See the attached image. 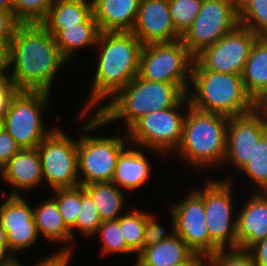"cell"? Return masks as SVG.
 Listing matches in <instances>:
<instances>
[{
  "label": "cell",
  "instance_id": "13",
  "mask_svg": "<svg viewBox=\"0 0 267 266\" xmlns=\"http://www.w3.org/2000/svg\"><path fill=\"white\" fill-rule=\"evenodd\" d=\"M213 180L203 187L209 237L220 249L237 248V217L232 218L231 184L228 180Z\"/></svg>",
  "mask_w": 267,
  "mask_h": 266
},
{
  "label": "cell",
  "instance_id": "19",
  "mask_svg": "<svg viewBox=\"0 0 267 266\" xmlns=\"http://www.w3.org/2000/svg\"><path fill=\"white\" fill-rule=\"evenodd\" d=\"M140 0H92L100 32L132 31Z\"/></svg>",
  "mask_w": 267,
  "mask_h": 266
},
{
  "label": "cell",
  "instance_id": "27",
  "mask_svg": "<svg viewBox=\"0 0 267 266\" xmlns=\"http://www.w3.org/2000/svg\"><path fill=\"white\" fill-rule=\"evenodd\" d=\"M238 21L258 37H267V0H237Z\"/></svg>",
  "mask_w": 267,
  "mask_h": 266
},
{
  "label": "cell",
  "instance_id": "48",
  "mask_svg": "<svg viewBox=\"0 0 267 266\" xmlns=\"http://www.w3.org/2000/svg\"><path fill=\"white\" fill-rule=\"evenodd\" d=\"M15 257L17 256H10L5 257L2 261H0V266H23L21 265L20 261L17 260Z\"/></svg>",
  "mask_w": 267,
  "mask_h": 266
},
{
  "label": "cell",
  "instance_id": "47",
  "mask_svg": "<svg viewBox=\"0 0 267 266\" xmlns=\"http://www.w3.org/2000/svg\"><path fill=\"white\" fill-rule=\"evenodd\" d=\"M7 53L8 51L0 50V80L4 79L7 75L4 74L7 72Z\"/></svg>",
  "mask_w": 267,
  "mask_h": 266
},
{
  "label": "cell",
  "instance_id": "41",
  "mask_svg": "<svg viewBox=\"0 0 267 266\" xmlns=\"http://www.w3.org/2000/svg\"><path fill=\"white\" fill-rule=\"evenodd\" d=\"M16 88L8 76L0 80V117L2 118L7 110L11 97L15 94Z\"/></svg>",
  "mask_w": 267,
  "mask_h": 266
},
{
  "label": "cell",
  "instance_id": "40",
  "mask_svg": "<svg viewBox=\"0 0 267 266\" xmlns=\"http://www.w3.org/2000/svg\"><path fill=\"white\" fill-rule=\"evenodd\" d=\"M21 147L14 138L0 127V169L19 151Z\"/></svg>",
  "mask_w": 267,
  "mask_h": 266
},
{
  "label": "cell",
  "instance_id": "20",
  "mask_svg": "<svg viewBox=\"0 0 267 266\" xmlns=\"http://www.w3.org/2000/svg\"><path fill=\"white\" fill-rule=\"evenodd\" d=\"M193 254L185 241L175 234L142 249L135 266H175L187 261Z\"/></svg>",
  "mask_w": 267,
  "mask_h": 266
},
{
  "label": "cell",
  "instance_id": "46",
  "mask_svg": "<svg viewBox=\"0 0 267 266\" xmlns=\"http://www.w3.org/2000/svg\"><path fill=\"white\" fill-rule=\"evenodd\" d=\"M0 251L6 256L9 257V247L7 242L6 230L1 226L0 223Z\"/></svg>",
  "mask_w": 267,
  "mask_h": 266
},
{
  "label": "cell",
  "instance_id": "15",
  "mask_svg": "<svg viewBox=\"0 0 267 266\" xmlns=\"http://www.w3.org/2000/svg\"><path fill=\"white\" fill-rule=\"evenodd\" d=\"M267 132V112L254 109L238 116H230L226 133L224 161L241 169L252 157L254 146Z\"/></svg>",
  "mask_w": 267,
  "mask_h": 266
},
{
  "label": "cell",
  "instance_id": "43",
  "mask_svg": "<svg viewBox=\"0 0 267 266\" xmlns=\"http://www.w3.org/2000/svg\"><path fill=\"white\" fill-rule=\"evenodd\" d=\"M248 251L256 266H267V237L252 245Z\"/></svg>",
  "mask_w": 267,
  "mask_h": 266
},
{
  "label": "cell",
  "instance_id": "37",
  "mask_svg": "<svg viewBox=\"0 0 267 266\" xmlns=\"http://www.w3.org/2000/svg\"><path fill=\"white\" fill-rule=\"evenodd\" d=\"M219 249L214 254L206 256L208 266H256L252 254L240 248Z\"/></svg>",
  "mask_w": 267,
  "mask_h": 266
},
{
  "label": "cell",
  "instance_id": "17",
  "mask_svg": "<svg viewBox=\"0 0 267 266\" xmlns=\"http://www.w3.org/2000/svg\"><path fill=\"white\" fill-rule=\"evenodd\" d=\"M237 216V248L248 250L267 237V194L255 192Z\"/></svg>",
  "mask_w": 267,
  "mask_h": 266
},
{
  "label": "cell",
  "instance_id": "23",
  "mask_svg": "<svg viewBox=\"0 0 267 266\" xmlns=\"http://www.w3.org/2000/svg\"><path fill=\"white\" fill-rule=\"evenodd\" d=\"M241 76L245 90L255 100L267 87V37L253 44Z\"/></svg>",
  "mask_w": 267,
  "mask_h": 266
},
{
  "label": "cell",
  "instance_id": "49",
  "mask_svg": "<svg viewBox=\"0 0 267 266\" xmlns=\"http://www.w3.org/2000/svg\"><path fill=\"white\" fill-rule=\"evenodd\" d=\"M13 1L14 0H0V8L12 11Z\"/></svg>",
  "mask_w": 267,
  "mask_h": 266
},
{
  "label": "cell",
  "instance_id": "6",
  "mask_svg": "<svg viewBox=\"0 0 267 266\" xmlns=\"http://www.w3.org/2000/svg\"><path fill=\"white\" fill-rule=\"evenodd\" d=\"M44 91H16L1 118V126L14 138L21 149H33L55 129L43 127L41 113L49 102Z\"/></svg>",
  "mask_w": 267,
  "mask_h": 266
},
{
  "label": "cell",
  "instance_id": "36",
  "mask_svg": "<svg viewBox=\"0 0 267 266\" xmlns=\"http://www.w3.org/2000/svg\"><path fill=\"white\" fill-rule=\"evenodd\" d=\"M5 230L9 247V257L14 256L12 252L15 253L24 248H29L39 238L35 220L27 225L9 226Z\"/></svg>",
  "mask_w": 267,
  "mask_h": 266
},
{
  "label": "cell",
  "instance_id": "10",
  "mask_svg": "<svg viewBox=\"0 0 267 266\" xmlns=\"http://www.w3.org/2000/svg\"><path fill=\"white\" fill-rule=\"evenodd\" d=\"M55 128L38 146L42 174L47 185L55 189L80 186L78 141Z\"/></svg>",
  "mask_w": 267,
  "mask_h": 266
},
{
  "label": "cell",
  "instance_id": "24",
  "mask_svg": "<svg viewBox=\"0 0 267 266\" xmlns=\"http://www.w3.org/2000/svg\"><path fill=\"white\" fill-rule=\"evenodd\" d=\"M99 34L97 21L92 14L84 23L60 30L54 39L62 55L69 60L77 49L96 45Z\"/></svg>",
  "mask_w": 267,
  "mask_h": 266
},
{
  "label": "cell",
  "instance_id": "39",
  "mask_svg": "<svg viewBox=\"0 0 267 266\" xmlns=\"http://www.w3.org/2000/svg\"><path fill=\"white\" fill-rule=\"evenodd\" d=\"M20 23L11 10L0 8V50L8 51L15 30Z\"/></svg>",
  "mask_w": 267,
  "mask_h": 266
},
{
  "label": "cell",
  "instance_id": "35",
  "mask_svg": "<svg viewBox=\"0 0 267 266\" xmlns=\"http://www.w3.org/2000/svg\"><path fill=\"white\" fill-rule=\"evenodd\" d=\"M97 233L102 239V249L104 254L131 253L127 249L120 222L118 220L102 221Z\"/></svg>",
  "mask_w": 267,
  "mask_h": 266
},
{
  "label": "cell",
  "instance_id": "16",
  "mask_svg": "<svg viewBox=\"0 0 267 266\" xmlns=\"http://www.w3.org/2000/svg\"><path fill=\"white\" fill-rule=\"evenodd\" d=\"M131 32L143 45L171 42L181 38L173 26L168 0H140Z\"/></svg>",
  "mask_w": 267,
  "mask_h": 266
},
{
  "label": "cell",
  "instance_id": "44",
  "mask_svg": "<svg viewBox=\"0 0 267 266\" xmlns=\"http://www.w3.org/2000/svg\"><path fill=\"white\" fill-rule=\"evenodd\" d=\"M206 256L194 253L187 261L175 266H206Z\"/></svg>",
  "mask_w": 267,
  "mask_h": 266
},
{
  "label": "cell",
  "instance_id": "25",
  "mask_svg": "<svg viewBox=\"0 0 267 266\" xmlns=\"http://www.w3.org/2000/svg\"><path fill=\"white\" fill-rule=\"evenodd\" d=\"M37 232L54 242L72 241V232L59 213L56 202L50 198L33 209Z\"/></svg>",
  "mask_w": 267,
  "mask_h": 266
},
{
  "label": "cell",
  "instance_id": "34",
  "mask_svg": "<svg viewBox=\"0 0 267 266\" xmlns=\"http://www.w3.org/2000/svg\"><path fill=\"white\" fill-rule=\"evenodd\" d=\"M102 220L98 214V209L92 197L81 186V208L73 227L82 232L85 236H93L97 234L98 228Z\"/></svg>",
  "mask_w": 267,
  "mask_h": 266
},
{
  "label": "cell",
  "instance_id": "22",
  "mask_svg": "<svg viewBox=\"0 0 267 266\" xmlns=\"http://www.w3.org/2000/svg\"><path fill=\"white\" fill-rule=\"evenodd\" d=\"M151 167L141 150L124 149L118 157L111 182L127 190L137 189L146 183Z\"/></svg>",
  "mask_w": 267,
  "mask_h": 266
},
{
  "label": "cell",
  "instance_id": "28",
  "mask_svg": "<svg viewBox=\"0 0 267 266\" xmlns=\"http://www.w3.org/2000/svg\"><path fill=\"white\" fill-rule=\"evenodd\" d=\"M149 212L132 210L124 213L117 219L120 222L123 238L127 249L139 254L143 249V233L145 230L146 216Z\"/></svg>",
  "mask_w": 267,
  "mask_h": 266
},
{
  "label": "cell",
  "instance_id": "9",
  "mask_svg": "<svg viewBox=\"0 0 267 266\" xmlns=\"http://www.w3.org/2000/svg\"><path fill=\"white\" fill-rule=\"evenodd\" d=\"M238 24L237 0H203L198 15L180 39L195 57Z\"/></svg>",
  "mask_w": 267,
  "mask_h": 266
},
{
  "label": "cell",
  "instance_id": "2",
  "mask_svg": "<svg viewBox=\"0 0 267 266\" xmlns=\"http://www.w3.org/2000/svg\"><path fill=\"white\" fill-rule=\"evenodd\" d=\"M96 45L100 46V52L92 93L82 110L83 117L100 101L113 98L139 73L143 44L131 31L100 32Z\"/></svg>",
  "mask_w": 267,
  "mask_h": 266
},
{
  "label": "cell",
  "instance_id": "42",
  "mask_svg": "<svg viewBox=\"0 0 267 266\" xmlns=\"http://www.w3.org/2000/svg\"><path fill=\"white\" fill-rule=\"evenodd\" d=\"M71 248H63L62 250H58L57 253L51 255L50 257L43 258L41 261L34 266H68L70 261Z\"/></svg>",
  "mask_w": 267,
  "mask_h": 266
},
{
  "label": "cell",
  "instance_id": "26",
  "mask_svg": "<svg viewBox=\"0 0 267 266\" xmlns=\"http://www.w3.org/2000/svg\"><path fill=\"white\" fill-rule=\"evenodd\" d=\"M92 197L102 221L117 220L121 215L125 198L120 187L112 182L91 183L83 185Z\"/></svg>",
  "mask_w": 267,
  "mask_h": 266
},
{
  "label": "cell",
  "instance_id": "7",
  "mask_svg": "<svg viewBox=\"0 0 267 266\" xmlns=\"http://www.w3.org/2000/svg\"><path fill=\"white\" fill-rule=\"evenodd\" d=\"M194 57L181 39L143 45L138 76L145 80L179 85L187 94Z\"/></svg>",
  "mask_w": 267,
  "mask_h": 266
},
{
  "label": "cell",
  "instance_id": "30",
  "mask_svg": "<svg viewBox=\"0 0 267 266\" xmlns=\"http://www.w3.org/2000/svg\"><path fill=\"white\" fill-rule=\"evenodd\" d=\"M254 184L259 187L257 192L267 191V132L254 146L251 159L241 168Z\"/></svg>",
  "mask_w": 267,
  "mask_h": 266
},
{
  "label": "cell",
  "instance_id": "32",
  "mask_svg": "<svg viewBox=\"0 0 267 266\" xmlns=\"http://www.w3.org/2000/svg\"><path fill=\"white\" fill-rule=\"evenodd\" d=\"M56 0H14L12 12L20 24L42 23Z\"/></svg>",
  "mask_w": 267,
  "mask_h": 266
},
{
  "label": "cell",
  "instance_id": "4",
  "mask_svg": "<svg viewBox=\"0 0 267 266\" xmlns=\"http://www.w3.org/2000/svg\"><path fill=\"white\" fill-rule=\"evenodd\" d=\"M190 84L194 93L187 94L190 106L225 116L247 114L255 109L253 98L245 90L242 76L204 70L195 60Z\"/></svg>",
  "mask_w": 267,
  "mask_h": 266
},
{
  "label": "cell",
  "instance_id": "45",
  "mask_svg": "<svg viewBox=\"0 0 267 266\" xmlns=\"http://www.w3.org/2000/svg\"><path fill=\"white\" fill-rule=\"evenodd\" d=\"M255 109L267 112V87L265 90L254 100Z\"/></svg>",
  "mask_w": 267,
  "mask_h": 266
},
{
  "label": "cell",
  "instance_id": "33",
  "mask_svg": "<svg viewBox=\"0 0 267 266\" xmlns=\"http://www.w3.org/2000/svg\"><path fill=\"white\" fill-rule=\"evenodd\" d=\"M175 31L182 36L198 15L203 0H168Z\"/></svg>",
  "mask_w": 267,
  "mask_h": 266
},
{
  "label": "cell",
  "instance_id": "21",
  "mask_svg": "<svg viewBox=\"0 0 267 266\" xmlns=\"http://www.w3.org/2000/svg\"><path fill=\"white\" fill-rule=\"evenodd\" d=\"M92 14V0H56L41 24L54 37L66 27L84 23Z\"/></svg>",
  "mask_w": 267,
  "mask_h": 266
},
{
  "label": "cell",
  "instance_id": "5",
  "mask_svg": "<svg viewBox=\"0 0 267 266\" xmlns=\"http://www.w3.org/2000/svg\"><path fill=\"white\" fill-rule=\"evenodd\" d=\"M182 139L176 151L194 166L224 162L229 117L197 110L186 105Z\"/></svg>",
  "mask_w": 267,
  "mask_h": 266
},
{
  "label": "cell",
  "instance_id": "50",
  "mask_svg": "<svg viewBox=\"0 0 267 266\" xmlns=\"http://www.w3.org/2000/svg\"><path fill=\"white\" fill-rule=\"evenodd\" d=\"M6 256L0 251V261H2Z\"/></svg>",
  "mask_w": 267,
  "mask_h": 266
},
{
  "label": "cell",
  "instance_id": "29",
  "mask_svg": "<svg viewBox=\"0 0 267 266\" xmlns=\"http://www.w3.org/2000/svg\"><path fill=\"white\" fill-rule=\"evenodd\" d=\"M34 220L33 209L20 195H8L0 203V223L6 229L9 226L27 225Z\"/></svg>",
  "mask_w": 267,
  "mask_h": 266
},
{
  "label": "cell",
  "instance_id": "1",
  "mask_svg": "<svg viewBox=\"0 0 267 266\" xmlns=\"http://www.w3.org/2000/svg\"><path fill=\"white\" fill-rule=\"evenodd\" d=\"M68 60L41 23L19 24L7 53V75L17 91L50 93L53 79Z\"/></svg>",
  "mask_w": 267,
  "mask_h": 266
},
{
  "label": "cell",
  "instance_id": "31",
  "mask_svg": "<svg viewBox=\"0 0 267 266\" xmlns=\"http://www.w3.org/2000/svg\"><path fill=\"white\" fill-rule=\"evenodd\" d=\"M55 195L52 199L56 202L59 213L66 226L72 232L76 225V220L81 208V186L75 188L55 189Z\"/></svg>",
  "mask_w": 267,
  "mask_h": 266
},
{
  "label": "cell",
  "instance_id": "12",
  "mask_svg": "<svg viewBox=\"0 0 267 266\" xmlns=\"http://www.w3.org/2000/svg\"><path fill=\"white\" fill-rule=\"evenodd\" d=\"M83 134L78 140V173L84 175L79 180L80 186L111 182L118 157L126 148L125 141L118 136L92 137Z\"/></svg>",
  "mask_w": 267,
  "mask_h": 266
},
{
  "label": "cell",
  "instance_id": "18",
  "mask_svg": "<svg viewBox=\"0 0 267 266\" xmlns=\"http://www.w3.org/2000/svg\"><path fill=\"white\" fill-rule=\"evenodd\" d=\"M0 174L6 182L16 188H12L9 195H20V189L29 191L40 185L44 178L37 148L21 149L0 169Z\"/></svg>",
  "mask_w": 267,
  "mask_h": 266
},
{
  "label": "cell",
  "instance_id": "8",
  "mask_svg": "<svg viewBox=\"0 0 267 266\" xmlns=\"http://www.w3.org/2000/svg\"><path fill=\"white\" fill-rule=\"evenodd\" d=\"M186 104H190L187 94L175 106L142 116L127 130V139L156 153L168 154L172 150L174 152L182 139L186 115L178 110L183 109Z\"/></svg>",
  "mask_w": 267,
  "mask_h": 266
},
{
  "label": "cell",
  "instance_id": "38",
  "mask_svg": "<svg viewBox=\"0 0 267 266\" xmlns=\"http://www.w3.org/2000/svg\"><path fill=\"white\" fill-rule=\"evenodd\" d=\"M172 232L166 233L165 229L156 223L155 218L153 215L148 214L146 216V222H145V230L143 233V249L145 247H150L153 245H156L160 241L171 238L175 235V223L174 219L172 217Z\"/></svg>",
  "mask_w": 267,
  "mask_h": 266
},
{
  "label": "cell",
  "instance_id": "11",
  "mask_svg": "<svg viewBox=\"0 0 267 266\" xmlns=\"http://www.w3.org/2000/svg\"><path fill=\"white\" fill-rule=\"evenodd\" d=\"M258 38L249 28L238 24L216 43L203 49L194 60L206 71L242 75Z\"/></svg>",
  "mask_w": 267,
  "mask_h": 266
},
{
  "label": "cell",
  "instance_id": "3",
  "mask_svg": "<svg viewBox=\"0 0 267 266\" xmlns=\"http://www.w3.org/2000/svg\"><path fill=\"white\" fill-rule=\"evenodd\" d=\"M186 94L177 84L145 80L137 75L110 103L97 107L95 116L81 127L82 132L120 119L129 129L142 116L175 106Z\"/></svg>",
  "mask_w": 267,
  "mask_h": 266
},
{
  "label": "cell",
  "instance_id": "14",
  "mask_svg": "<svg viewBox=\"0 0 267 266\" xmlns=\"http://www.w3.org/2000/svg\"><path fill=\"white\" fill-rule=\"evenodd\" d=\"M170 211L175 223V234L194 253L209 256L220 249L209 237L203 190H193L186 199L174 204Z\"/></svg>",
  "mask_w": 267,
  "mask_h": 266
}]
</instances>
